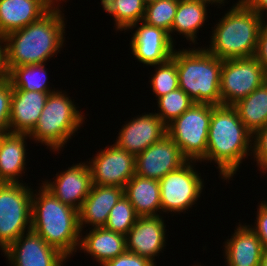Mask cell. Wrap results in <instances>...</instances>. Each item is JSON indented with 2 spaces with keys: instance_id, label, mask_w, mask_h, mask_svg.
<instances>
[{
  "instance_id": "6da1fadb",
  "label": "cell",
  "mask_w": 267,
  "mask_h": 266,
  "mask_svg": "<svg viewBox=\"0 0 267 266\" xmlns=\"http://www.w3.org/2000/svg\"><path fill=\"white\" fill-rule=\"evenodd\" d=\"M252 138L233 106L212 105L206 156L202 161H215L221 178L229 180L252 151Z\"/></svg>"
},
{
  "instance_id": "7a4b0ae2",
  "label": "cell",
  "mask_w": 267,
  "mask_h": 266,
  "mask_svg": "<svg viewBox=\"0 0 267 266\" xmlns=\"http://www.w3.org/2000/svg\"><path fill=\"white\" fill-rule=\"evenodd\" d=\"M59 7L51 8L40 19L6 35L7 63L12 67L43 64L64 45L65 23Z\"/></svg>"
},
{
  "instance_id": "3957f363",
  "label": "cell",
  "mask_w": 267,
  "mask_h": 266,
  "mask_svg": "<svg viewBox=\"0 0 267 266\" xmlns=\"http://www.w3.org/2000/svg\"><path fill=\"white\" fill-rule=\"evenodd\" d=\"M38 192L32 195L31 230L68 259L80 244L78 210L62 203L43 186Z\"/></svg>"
},
{
  "instance_id": "277c9868",
  "label": "cell",
  "mask_w": 267,
  "mask_h": 266,
  "mask_svg": "<svg viewBox=\"0 0 267 266\" xmlns=\"http://www.w3.org/2000/svg\"><path fill=\"white\" fill-rule=\"evenodd\" d=\"M264 21L243 0H239L215 25L211 44L206 49L220 60L255 56Z\"/></svg>"
},
{
  "instance_id": "5b68a950",
  "label": "cell",
  "mask_w": 267,
  "mask_h": 266,
  "mask_svg": "<svg viewBox=\"0 0 267 266\" xmlns=\"http://www.w3.org/2000/svg\"><path fill=\"white\" fill-rule=\"evenodd\" d=\"M172 58L177 63L179 88L189 95L194 103L221 105L222 60L212 55L205 47L174 50Z\"/></svg>"
},
{
  "instance_id": "8992f818",
  "label": "cell",
  "mask_w": 267,
  "mask_h": 266,
  "mask_svg": "<svg viewBox=\"0 0 267 266\" xmlns=\"http://www.w3.org/2000/svg\"><path fill=\"white\" fill-rule=\"evenodd\" d=\"M82 114L71 98L56 90L49 94L29 139L45 144L53 151H61L68 139L82 126Z\"/></svg>"
},
{
  "instance_id": "52a82bcc",
  "label": "cell",
  "mask_w": 267,
  "mask_h": 266,
  "mask_svg": "<svg viewBox=\"0 0 267 266\" xmlns=\"http://www.w3.org/2000/svg\"><path fill=\"white\" fill-rule=\"evenodd\" d=\"M31 190L32 188L22 182H0V249L2 251L19 236L31 230L34 193Z\"/></svg>"
},
{
  "instance_id": "ba28073f",
  "label": "cell",
  "mask_w": 267,
  "mask_h": 266,
  "mask_svg": "<svg viewBox=\"0 0 267 266\" xmlns=\"http://www.w3.org/2000/svg\"><path fill=\"white\" fill-rule=\"evenodd\" d=\"M211 116L212 105L194 103L167 125V135L188 161L202 162L205 158Z\"/></svg>"
},
{
  "instance_id": "9c48e42d",
  "label": "cell",
  "mask_w": 267,
  "mask_h": 266,
  "mask_svg": "<svg viewBox=\"0 0 267 266\" xmlns=\"http://www.w3.org/2000/svg\"><path fill=\"white\" fill-rule=\"evenodd\" d=\"M265 81L267 73L255 56L222 60L221 105L233 106Z\"/></svg>"
},
{
  "instance_id": "30bf717a",
  "label": "cell",
  "mask_w": 267,
  "mask_h": 266,
  "mask_svg": "<svg viewBox=\"0 0 267 266\" xmlns=\"http://www.w3.org/2000/svg\"><path fill=\"white\" fill-rule=\"evenodd\" d=\"M190 162L195 163L187 161L159 180L163 212H186L199 199L204 182Z\"/></svg>"
},
{
  "instance_id": "8fae6325",
  "label": "cell",
  "mask_w": 267,
  "mask_h": 266,
  "mask_svg": "<svg viewBox=\"0 0 267 266\" xmlns=\"http://www.w3.org/2000/svg\"><path fill=\"white\" fill-rule=\"evenodd\" d=\"M101 150L91 161H87L92 184L124 188L135 175V156L116 144Z\"/></svg>"
},
{
  "instance_id": "7c38bea8",
  "label": "cell",
  "mask_w": 267,
  "mask_h": 266,
  "mask_svg": "<svg viewBox=\"0 0 267 266\" xmlns=\"http://www.w3.org/2000/svg\"><path fill=\"white\" fill-rule=\"evenodd\" d=\"M12 266H64L66 257L30 230L4 251Z\"/></svg>"
},
{
  "instance_id": "4fadbf2b",
  "label": "cell",
  "mask_w": 267,
  "mask_h": 266,
  "mask_svg": "<svg viewBox=\"0 0 267 266\" xmlns=\"http://www.w3.org/2000/svg\"><path fill=\"white\" fill-rule=\"evenodd\" d=\"M187 161L177 144L166 135L135 156V174L160 180Z\"/></svg>"
},
{
  "instance_id": "5bb4252c",
  "label": "cell",
  "mask_w": 267,
  "mask_h": 266,
  "mask_svg": "<svg viewBox=\"0 0 267 266\" xmlns=\"http://www.w3.org/2000/svg\"><path fill=\"white\" fill-rule=\"evenodd\" d=\"M140 26V27H139ZM128 29L136 28L130 41L133 56L146 66H155L172 58L174 43L169 33L162 28L151 26L143 21Z\"/></svg>"
},
{
  "instance_id": "9a60e30c",
  "label": "cell",
  "mask_w": 267,
  "mask_h": 266,
  "mask_svg": "<svg viewBox=\"0 0 267 266\" xmlns=\"http://www.w3.org/2000/svg\"><path fill=\"white\" fill-rule=\"evenodd\" d=\"M118 135L114 144L137 156L162 140L167 135V126L155 113L142 114L123 125Z\"/></svg>"
},
{
  "instance_id": "2e32d148",
  "label": "cell",
  "mask_w": 267,
  "mask_h": 266,
  "mask_svg": "<svg viewBox=\"0 0 267 266\" xmlns=\"http://www.w3.org/2000/svg\"><path fill=\"white\" fill-rule=\"evenodd\" d=\"M42 184L62 203L79 210L92 186L89 164L83 162L70 166L68 170L56 174L53 182L45 180Z\"/></svg>"
},
{
  "instance_id": "e0dca14e",
  "label": "cell",
  "mask_w": 267,
  "mask_h": 266,
  "mask_svg": "<svg viewBox=\"0 0 267 266\" xmlns=\"http://www.w3.org/2000/svg\"><path fill=\"white\" fill-rule=\"evenodd\" d=\"M165 227L162 216L138 217L126 235V251L154 262L166 243Z\"/></svg>"
},
{
  "instance_id": "ac0fdd59",
  "label": "cell",
  "mask_w": 267,
  "mask_h": 266,
  "mask_svg": "<svg viewBox=\"0 0 267 266\" xmlns=\"http://www.w3.org/2000/svg\"><path fill=\"white\" fill-rule=\"evenodd\" d=\"M123 194V187L92 184L88 196L78 210L80 230L86 224L93 228L104 227L110 210Z\"/></svg>"
},
{
  "instance_id": "d6986e66",
  "label": "cell",
  "mask_w": 267,
  "mask_h": 266,
  "mask_svg": "<svg viewBox=\"0 0 267 266\" xmlns=\"http://www.w3.org/2000/svg\"><path fill=\"white\" fill-rule=\"evenodd\" d=\"M52 92L13 90L9 132L30 134Z\"/></svg>"
},
{
  "instance_id": "ffe728a7",
  "label": "cell",
  "mask_w": 267,
  "mask_h": 266,
  "mask_svg": "<svg viewBox=\"0 0 267 266\" xmlns=\"http://www.w3.org/2000/svg\"><path fill=\"white\" fill-rule=\"evenodd\" d=\"M230 239L225 242L226 265L260 266L263 252L261 240L250 225L239 224Z\"/></svg>"
},
{
  "instance_id": "44dd1931",
  "label": "cell",
  "mask_w": 267,
  "mask_h": 266,
  "mask_svg": "<svg viewBox=\"0 0 267 266\" xmlns=\"http://www.w3.org/2000/svg\"><path fill=\"white\" fill-rule=\"evenodd\" d=\"M51 8L44 0H0V33L7 35L22 29Z\"/></svg>"
},
{
  "instance_id": "7402d4cb",
  "label": "cell",
  "mask_w": 267,
  "mask_h": 266,
  "mask_svg": "<svg viewBox=\"0 0 267 266\" xmlns=\"http://www.w3.org/2000/svg\"><path fill=\"white\" fill-rule=\"evenodd\" d=\"M29 134L7 132L0 142V182L18 183L26 166V141ZM23 171V172H22Z\"/></svg>"
},
{
  "instance_id": "603a6c76",
  "label": "cell",
  "mask_w": 267,
  "mask_h": 266,
  "mask_svg": "<svg viewBox=\"0 0 267 266\" xmlns=\"http://www.w3.org/2000/svg\"><path fill=\"white\" fill-rule=\"evenodd\" d=\"M81 237L79 250L90 254L101 266L126 251V236L105 227L91 228L84 237L81 232Z\"/></svg>"
},
{
  "instance_id": "cb8c5ba5",
  "label": "cell",
  "mask_w": 267,
  "mask_h": 266,
  "mask_svg": "<svg viewBox=\"0 0 267 266\" xmlns=\"http://www.w3.org/2000/svg\"><path fill=\"white\" fill-rule=\"evenodd\" d=\"M124 195L139 217L159 216L162 211L159 180L134 175L124 187Z\"/></svg>"
},
{
  "instance_id": "d4e9b609",
  "label": "cell",
  "mask_w": 267,
  "mask_h": 266,
  "mask_svg": "<svg viewBox=\"0 0 267 266\" xmlns=\"http://www.w3.org/2000/svg\"><path fill=\"white\" fill-rule=\"evenodd\" d=\"M206 0H179L176 14L171 27V34L178 32L192 43H196L199 29L207 19Z\"/></svg>"
},
{
  "instance_id": "484cf974",
  "label": "cell",
  "mask_w": 267,
  "mask_h": 266,
  "mask_svg": "<svg viewBox=\"0 0 267 266\" xmlns=\"http://www.w3.org/2000/svg\"><path fill=\"white\" fill-rule=\"evenodd\" d=\"M233 107L240 120L253 134L267 125V81L248 96L238 101Z\"/></svg>"
},
{
  "instance_id": "4316f807",
  "label": "cell",
  "mask_w": 267,
  "mask_h": 266,
  "mask_svg": "<svg viewBox=\"0 0 267 266\" xmlns=\"http://www.w3.org/2000/svg\"><path fill=\"white\" fill-rule=\"evenodd\" d=\"M43 64L12 67L8 79L13 90L55 92L51 91L47 82V70Z\"/></svg>"
},
{
  "instance_id": "83f0119b",
  "label": "cell",
  "mask_w": 267,
  "mask_h": 266,
  "mask_svg": "<svg viewBox=\"0 0 267 266\" xmlns=\"http://www.w3.org/2000/svg\"><path fill=\"white\" fill-rule=\"evenodd\" d=\"M106 13L112 14L115 29L127 30L133 24L143 20L146 4L143 0H101Z\"/></svg>"
},
{
  "instance_id": "f1b7e54d",
  "label": "cell",
  "mask_w": 267,
  "mask_h": 266,
  "mask_svg": "<svg viewBox=\"0 0 267 266\" xmlns=\"http://www.w3.org/2000/svg\"><path fill=\"white\" fill-rule=\"evenodd\" d=\"M159 113H155L167 126L189 109L194 101L181 88L157 98Z\"/></svg>"
},
{
  "instance_id": "f546056e",
  "label": "cell",
  "mask_w": 267,
  "mask_h": 266,
  "mask_svg": "<svg viewBox=\"0 0 267 266\" xmlns=\"http://www.w3.org/2000/svg\"><path fill=\"white\" fill-rule=\"evenodd\" d=\"M179 0H158L146 4L143 22L158 28L164 29L171 36V27L176 14Z\"/></svg>"
},
{
  "instance_id": "4dcf8cb0",
  "label": "cell",
  "mask_w": 267,
  "mask_h": 266,
  "mask_svg": "<svg viewBox=\"0 0 267 266\" xmlns=\"http://www.w3.org/2000/svg\"><path fill=\"white\" fill-rule=\"evenodd\" d=\"M133 205L123 194L114 207L110 210L108 221L104 226L115 233L127 235L138 219Z\"/></svg>"
},
{
  "instance_id": "1f68e13d",
  "label": "cell",
  "mask_w": 267,
  "mask_h": 266,
  "mask_svg": "<svg viewBox=\"0 0 267 266\" xmlns=\"http://www.w3.org/2000/svg\"><path fill=\"white\" fill-rule=\"evenodd\" d=\"M155 66L156 73L152 75L150 82L156 97H162L179 88L177 63L173 58Z\"/></svg>"
},
{
  "instance_id": "d6a6232c",
  "label": "cell",
  "mask_w": 267,
  "mask_h": 266,
  "mask_svg": "<svg viewBox=\"0 0 267 266\" xmlns=\"http://www.w3.org/2000/svg\"><path fill=\"white\" fill-rule=\"evenodd\" d=\"M13 86L10 80H0V131L9 132Z\"/></svg>"
},
{
  "instance_id": "836d02e7",
  "label": "cell",
  "mask_w": 267,
  "mask_h": 266,
  "mask_svg": "<svg viewBox=\"0 0 267 266\" xmlns=\"http://www.w3.org/2000/svg\"><path fill=\"white\" fill-rule=\"evenodd\" d=\"M252 141H254L252 142L253 157L258 167L265 173L267 169V125L253 133Z\"/></svg>"
},
{
  "instance_id": "e575fe53",
  "label": "cell",
  "mask_w": 267,
  "mask_h": 266,
  "mask_svg": "<svg viewBox=\"0 0 267 266\" xmlns=\"http://www.w3.org/2000/svg\"><path fill=\"white\" fill-rule=\"evenodd\" d=\"M102 266H156V264L146 257L125 251L114 259L106 261Z\"/></svg>"
},
{
  "instance_id": "d590c367",
  "label": "cell",
  "mask_w": 267,
  "mask_h": 266,
  "mask_svg": "<svg viewBox=\"0 0 267 266\" xmlns=\"http://www.w3.org/2000/svg\"><path fill=\"white\" fill-rule=\"evenodd\" d=\"M258 207L256 222L252 229L261 240L263 249H267V202L262 201Z\"/></svg>"
},
{
  "instance_id": "8d00e7d4",
  "label": "cell",
  "mask_w": 267,
  "mask_h": 266,
  "mask_svg": "<svg viewBox=\"0 0 267 266\" xmlns=\"http://www.w3.org/2000/svg\"><path fill=\"white\" fill-rule=\"evenodd\" d=\"M255 57L267 73V24L264 21L259 32Z\"/></svg>"
},
{
  "instance_id": "74e56055",
  "label": "cell",
  "mask_w": 267,
  "mask_h": 266,
  "mask_svg": "<svg viewBox=\"0 0 267 266\" xmlns=\"http://www.w3.org/2000/svg\"><path fill=\"white\" fill-rule=\"evenodd\" d=\"M9 73L10 69L7 63V38L6 35L0 33V80L7 79Z\"/></svg>"
},
{
  "instance_id": "f35d334b",
  "label": "cell",
  "mask_w": 267,
  "mask_h": 266,
  "mask_svg": "<svg viewBox=\"0 0 267 266\" xmlns=\"http://www.w3.org/2000/svg\"><path fill=\"white\" fill-rule=\"evenodd\" d=\"M251 9H253L259 16L264 18L263 14L267 11V0H243ZM267 15V13H266Z\"/></svg>"
},
{
  "instance_id": "ab89813d",
  "label": "cell",
  "mask_w": 267,
  "mask_h": 266,
  "mask_svg": "<svg viewBox=\"0 0 267 266\" xmlns=\"http://www.w3.org/2000/svg\"><path fill=\"white\" fill-rule=\"evenodd\" d=\"M260 266H267V249H264L262 252Z\"/></svg>"
},
{
  "instance_id": "60d3db41",
  "label": "cell",
  "mask_w": 267,
  "mask_h": 266,
  "mask_svg": "<svg viewBox=\"0 0 267 266\" xmlns=\"http://www.w3.org/2000/svg\"><path fill=\"white\" fill-rule=\"evenodd\" d=\"M44 1L46 3H48L52 8H54V7H59L60 6L58 2L61 1V0H44ZM62 1H65V0H62ZM56 2L58 3L57 5H56ZM54 5H56V6H54Z\"/></svg>"
},
{
  "instance_id": "b9f144b4",
  "label": "cell",
  "mask_w": 267,
  "mask_h": 266,
  "mask_svg": "<svg viewBox=\"0 0 267 266\" xmlns=\"http://www.w3.org/2000/svg\"><path fill=\"white\" fill-rule=\"evenodd\" d=\"M206 1L210 2L211 4H215V5H218V4L219 5H221V4L224 5V3L226 2L225 0H206Z\"/></svg>"
},
{
  "instance_id": "7bdbcfd3",
  "label": "cell",
  "mask_w": 267,
  "mask_h": 266,
  "mask_svg": "<svg viewBox=\"0 0 267 266\" xmlns=\"http://www.w3.org/2000/svg\"><path fill=\"white\" fill-rule=\"evenodd\" d=\"M145 4H150V3H153V2H156L158 0H143Z\"/></svg>"
},
{
  "instance_id": "ee69618b",
  "label": "cell",
  "mask_w": 267,
  "mask_h": 266,
  "mask_svg": "<svg viewBox=\"0 0 267 266\" xmlns=\"http://www.w3.org/2000/svg\"><path fill=\"white\" fill-rule=\"evenodd\" d=\"M5 133H6L5 131H0V142H1V140H2V138H3Z\"/></svg>"
}]
</instances>
